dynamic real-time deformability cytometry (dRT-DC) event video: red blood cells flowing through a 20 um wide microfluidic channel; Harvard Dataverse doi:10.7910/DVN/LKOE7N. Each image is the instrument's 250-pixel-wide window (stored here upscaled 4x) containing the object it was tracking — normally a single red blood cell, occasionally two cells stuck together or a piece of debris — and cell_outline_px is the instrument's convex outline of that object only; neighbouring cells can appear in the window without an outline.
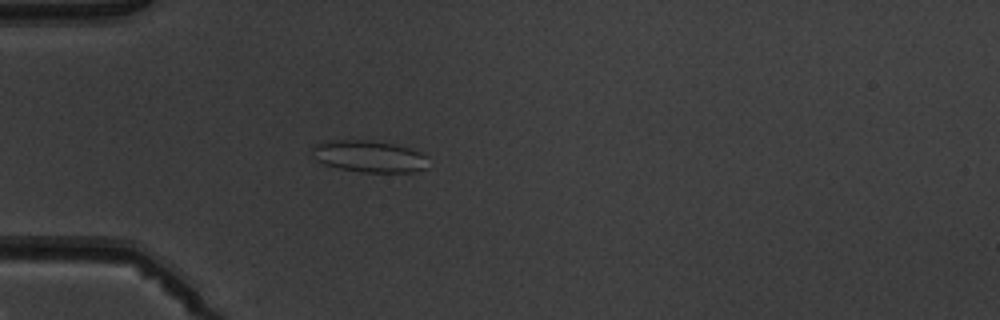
{"species": "common noctule bat (a hibernating species)", "species_latin": "Nyctalus noctula", "temperature_condition": "warm", "stored_images_in_passage": 5, "camera_frame_rate_fps": 3000, "um_per_image_px": 0.085, "animal": {"sex": "male", "body_mass_g": 19.5, "forearm_length_mm": 54.6}, "frame": {"image": 1, "passage_image": 5, "time_ms": 4.667, "image_size_px": [1000, 320], "cell_outline_px": [[428, 168], [412, 172], [360, 172], [340, 168], [324, 164], [316, 160], [312, 156], [312, 148], [316, 144], [328, 140], [372, 140], [412, 148], [428, 156]], "centroid_in_image_um": [31.4, 13.29], "position_along_channel_um": 53.6, "area_um2": 21.73}}